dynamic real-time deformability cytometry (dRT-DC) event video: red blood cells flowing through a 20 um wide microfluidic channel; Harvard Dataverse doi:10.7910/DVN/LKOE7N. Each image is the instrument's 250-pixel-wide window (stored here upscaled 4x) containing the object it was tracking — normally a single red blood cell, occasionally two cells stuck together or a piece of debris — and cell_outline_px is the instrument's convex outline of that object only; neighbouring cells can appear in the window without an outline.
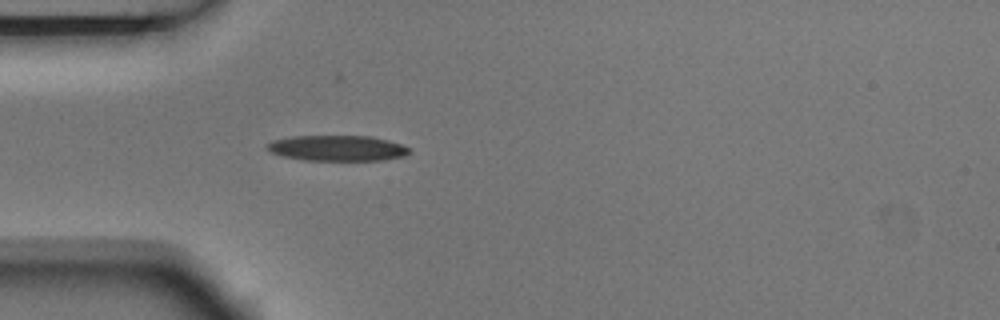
{"species": "Egyptian fruit bat (a non-hibernating species)", "species_latin": "Rousettus aegyptiacus", "temperature_condition": "room temperature", "stored_images_in_passage": 2, "camera_frame_rate_fps": 3000, "um_per_image_px": 0.085, "animal": {"sex": "male"}, "frame": {"image": 1, "passage_image": 2, "time_ms": 0.333, "image_size_px": [1000, 320], "cell_outline_px": [[408, 152], [404, 156], [384, 160], [304, 160], [284, 156], [272, 152], [264, 148], [264, 144], [272, 140], [292, 136], [372, 136], [388, 140], [400, 144], [408, 148]], "centroid_in_image_um": [28.61, 12.58], "position_along_channel_um": 56.4, "area_um2": 21.15}}